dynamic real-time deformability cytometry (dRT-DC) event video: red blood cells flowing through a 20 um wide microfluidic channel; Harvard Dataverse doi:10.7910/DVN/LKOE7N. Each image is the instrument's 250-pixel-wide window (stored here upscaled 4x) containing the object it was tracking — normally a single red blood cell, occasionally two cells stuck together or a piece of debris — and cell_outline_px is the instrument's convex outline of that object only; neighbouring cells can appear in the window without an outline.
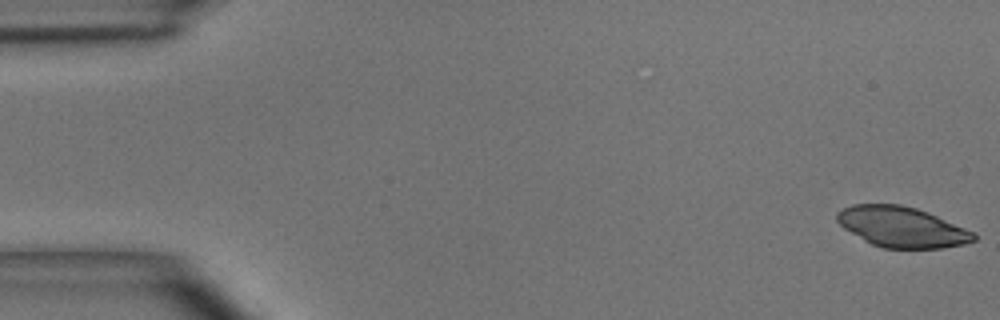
{"species": "common noctule bat (a hibernating species)", "species_latin": "Nyctalus noctula", "temperature_condition": "room temperature", "stored_images_in_passage": 49, "camera_frame_rate_fps": 3000, "um_per_image_px": 0.085, "animal": {"sex": "male", "body_mass_g": 15.6}, "frame": {"image": 1, "passage_image": 1, "time_ms": 0.0, "image_size_px": [1000, 320], "cell_outline_px": [[976, 240], [964, 244], [940, 248], [884, 248], [872, 244], [864, 240], [844, 228], [836, 220], [836, 212], [852, 204], [900, 204], [916, 208], [928, 212], [964, 228], [972, 232], [976, 236]], "centroid_in_image_um": [76.63, 19.29], "position_along_channel_um": 8.4, "area_um2": 31.96}}